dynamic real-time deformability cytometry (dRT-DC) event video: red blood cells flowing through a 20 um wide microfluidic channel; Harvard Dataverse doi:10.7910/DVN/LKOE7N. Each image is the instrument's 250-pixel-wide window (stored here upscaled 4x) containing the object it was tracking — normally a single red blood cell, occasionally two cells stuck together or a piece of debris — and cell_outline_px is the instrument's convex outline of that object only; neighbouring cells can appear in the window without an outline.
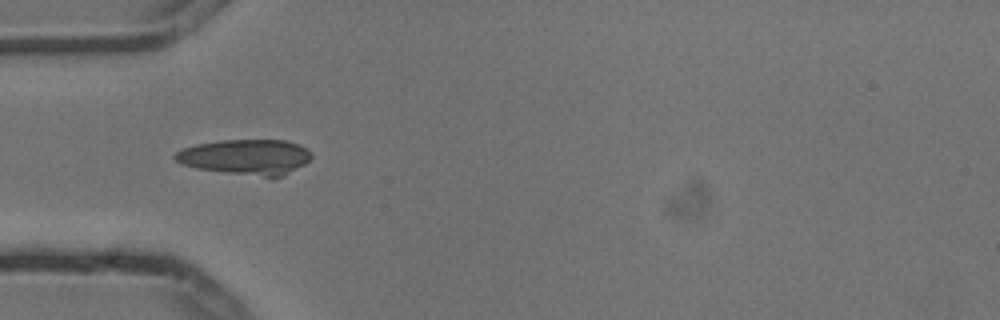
{"species": "common noctule bat (a hibernating species)", "species_latin": "Nyctalus noctula", "temperature_condition": "cold", "stored_images_in_passage": 7, "camera_frame_rate_fps": 3000, "um_per_image_px": 0.085, "animal": {"sex": "male", "body_mass_g": 13.3}, "frame": {"image": 1, "passage_image": 6, "time_ms": 1.667, "image_size_px": [1000, 320], "cell_outline_px": [[312, 156], [304, 164], [284, 176], [264, 176], [228, 172], [196, 168], [180, 164], [172, 156], [176, 152], [184, 148], [196, 144], [220, 140], [288, 140], [300, 144], [312, 152]], "centroid_in_image_um": [20.9, 13.32], "position_along_channel_um": 64.1, "area_um2": 27.92}}
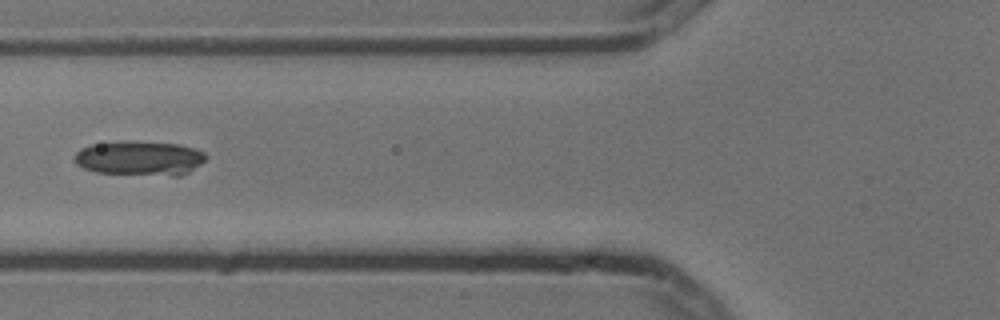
{"frame": {"image": 2, "passage_image": 7, "time_ms": 2.0, "image_size_px": [1000, 320], "cell_outline_px": [[208, 156], [200, 164], [188, 172], [180, 176], [172, 176], [96, 172], [84, 168], [76, 164], [72, 156], [80, 148], [92, 144], [180, 144], [204, 152]], "centroid_in_image_um": [11.87, 13.5], "position_along_channel_um": 113.9, "area_um2": 25.43}}